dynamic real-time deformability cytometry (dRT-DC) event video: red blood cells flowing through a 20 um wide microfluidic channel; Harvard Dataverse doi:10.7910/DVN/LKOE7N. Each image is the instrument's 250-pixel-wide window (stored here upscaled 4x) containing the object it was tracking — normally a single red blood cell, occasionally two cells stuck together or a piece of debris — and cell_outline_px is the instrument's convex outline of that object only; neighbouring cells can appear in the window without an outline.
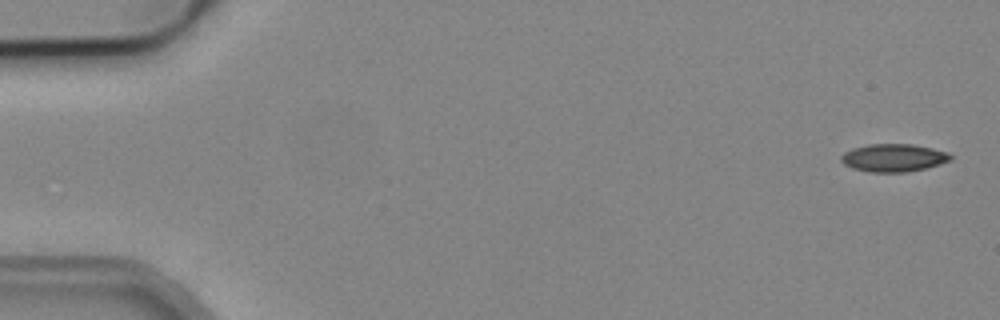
{"species": "common noctule bat (a hibernating species)", "species_latin": "Nyctalus noctula", "temperature_condition": "cold", "stored_images_in_passage": 52, "camera_frame_rate_fps": 3000, "um_per_image_px": 0.085, "animal": {"sex": "male", "body_mass_g": 19.2, "forearm_length_mm": 51.8}, "frame": {"image": 1, "passage_image": 1, "time_ms": 0.0, "image_size_px": [1000, 320], "cell_outline_px": [[952, 160], [940, 164], [908, 172], [868, 172], [852, 168], [844, 164], [840, 160], [840, 156], [844, 152], [852, 148], [868, 144], [912, 144], [932, 148], [948, 152], [952, 156]], "centroid_in_image_um": [75.94, 13.41], "position_along_channel_um": 9.1, "area_um2": 17.86}}
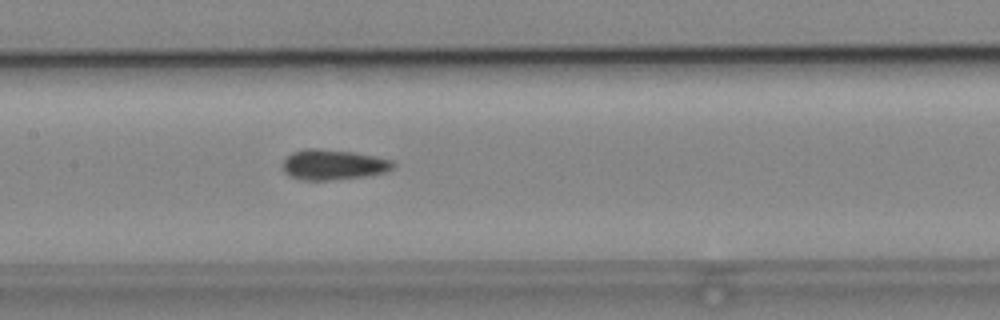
{"frame": {"image": 2, "passage_image": 25, "time_ms": 8.0, "image_size_px": [1000, 320], "cell_outline_px": [[396, 164], [388, 172], [368, 176], [328, 180], [308, 180], [292, 176], [284, 172], [280, 164], [292, 152], [308, 148], [316, 148], [352, 152], [376, 156], [392, 160]], "centroid_in_image_um": [28.35, 13.99], "position_along_channel_um": 179.0, "area_um2": 19.54}}
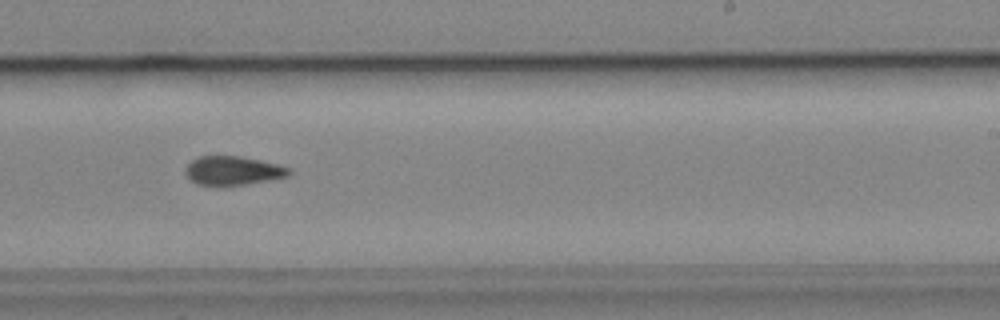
{"frame": {"image": 3, "passage_image": 32, "time_ms": 10.333, "image_size_px": [1000, 320], "cell_outline_px": [[292, 172], [288, 176], [248, 184], [196, 184], [184, 172], [184, 168], [192, 160], [200, 156], [240, 156], [260, 160], [292, 168]], "centroid_in_image_um": [19.82, 14.48], "position_along_channel_um": 269.2, "area_um2": 17.17}, "authors_computed_cell_mechanics": {"area_um2": 18.0336, "velocity_mm_per_s": 3.8931, "shape_relaxation_time_tau1_ms": null, "shape_relaxation_time_tau2_ms": 5.1621, "deformation_change_tau1": null, "deformation_change_tau2": 0.1246}}